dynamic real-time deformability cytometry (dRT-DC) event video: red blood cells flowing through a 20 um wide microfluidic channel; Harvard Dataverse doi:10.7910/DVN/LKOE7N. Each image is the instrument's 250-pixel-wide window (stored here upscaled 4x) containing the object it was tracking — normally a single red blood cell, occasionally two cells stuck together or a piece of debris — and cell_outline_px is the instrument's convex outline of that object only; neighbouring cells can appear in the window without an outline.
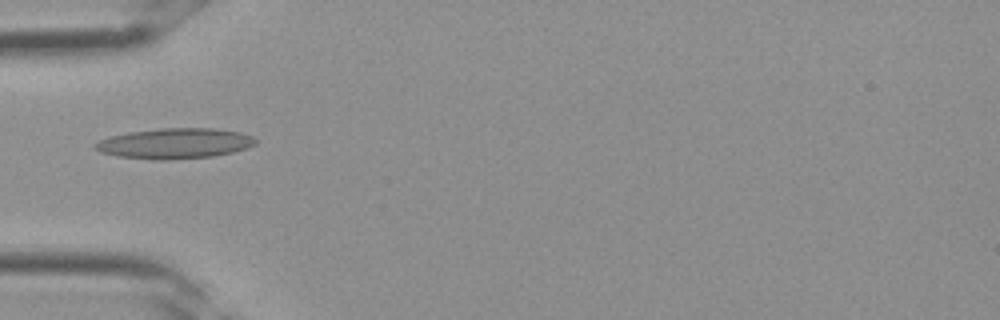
{"species": "Egyptian fruit bat (a non-hibernating species)", "species_latin": "Rousettus aegyptiacus", "temperature_condition": "room temperature", "stored_images_in_passage": 3, "camera_frame_rate_fps": 3000, "um_per_image_px": 0.085, "frame": {"image": 1, "passage_image": 3, "time_ms": 0.667, "image_size_px": [1000, 320], "cell_outline_px": [[256, 144], [248, 148], [232, 152], [212, 156], [168, 160], [152, 160], [116, 156], [100, 152], [92, 148], [92, 144], [100, 140], [112, 136], [128, 132], [160, 128], [212, 128], [240, 132], [252, 136], [256, 140]], "centroid_in_image_um": [14.82, 12.2], "position_along_channel_um": 70.2, "area_um2": 28.61}}